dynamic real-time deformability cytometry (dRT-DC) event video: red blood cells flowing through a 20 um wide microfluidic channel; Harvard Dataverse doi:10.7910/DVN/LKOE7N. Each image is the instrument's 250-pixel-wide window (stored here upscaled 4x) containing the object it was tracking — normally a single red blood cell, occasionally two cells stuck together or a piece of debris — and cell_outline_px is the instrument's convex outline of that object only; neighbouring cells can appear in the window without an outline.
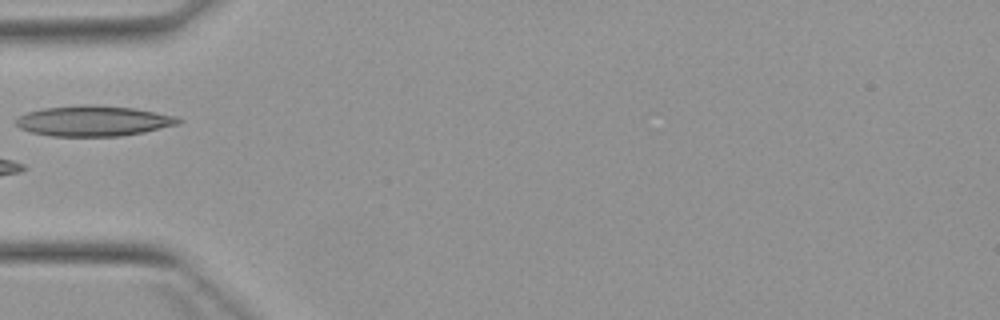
{"species": "Egyptian fruit bat (a non-hibernating species)", "species_latin": "Rousettus aegyptiacus", "temperature_condition": "warm", "stored_images_in_passage": 5, "camera_frame_rate_fps": 3000, "um_per_image_px": 0.085, "animal": {"sex": "female"}, "frame": {"image": 1, "passage_image": 4, "time_ms": 4.333, "image_size_px": [1000, 320], "cell_outline_px": [[184, 120], [180, 124], [144, 132], [120, 136], [52, 136], [32, 132], [20, 128], [12, 120], [28, 112], [44, 108], [84, 104], [92, 104], [132, 108], [156, 112], [176, 116]], "centroid_in_image_um": [7.96, 10.27], "position_along_channel_um": 77.0, "area_um2": 28.9}}
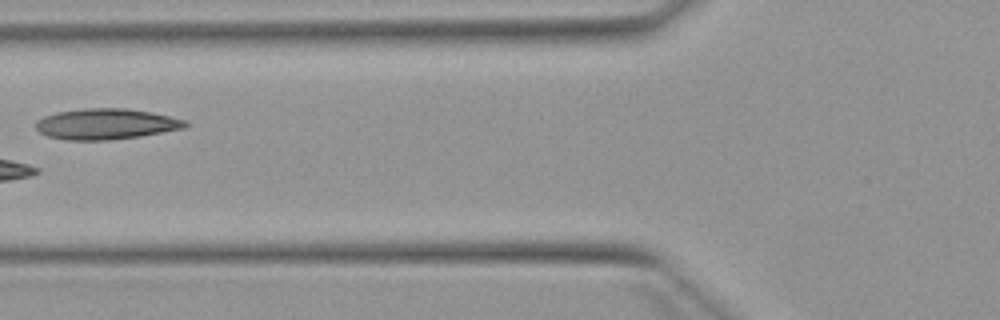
{"frame": {"image": 2, "passage_image": 5, "time_ms": 5.333, "image_size_px": [1000, 320], "cell_outline_px": [[188, 124], [184, 128], [140, 136], [108, 140], [64, 140], [48, 136], [40, 132], [36, 128], [36, 120], [44, 116], [56, 112], [84, 108], [128, 108], [152, 112], [188, 120]], "centroid_in_image_um": [9.01, 10.53], "position_along_channel_um": 116.8, "area_um2": 26.93}}